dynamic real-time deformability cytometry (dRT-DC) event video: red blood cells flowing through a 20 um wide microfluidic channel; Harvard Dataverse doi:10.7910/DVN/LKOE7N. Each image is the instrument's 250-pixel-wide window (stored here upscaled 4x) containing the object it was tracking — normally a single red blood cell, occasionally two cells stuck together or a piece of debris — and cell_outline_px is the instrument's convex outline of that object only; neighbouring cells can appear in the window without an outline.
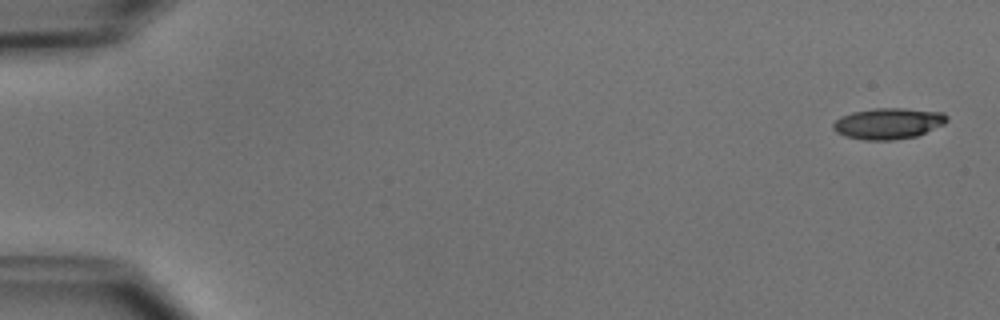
{"species": "common noctule bat (a hibernating species)", "species_latin": "Nyctalus noctula", "temperature_condition": "cold", "stored_images_in_passage": 5, "camera_frame_rate_fps": 3000, "um_per_image_px": 0.085, "animal": {"sex": "male", "body_mass_g": 15.6}, "frame": {"image": 1, "passage_image": 1, "time_ms": 0.0, "image_size_px": [1000, 320], "cell_outline_px": [[948, 120], [944, 124], [916, 136], [892, 140], [864, 140], [844, 136], [836, 132], [832, 128], [832, 124], [840, 116], [852, 112], [876, 108], [904, 108], [944, 112], [948, 116]], "centroid_in_image_um": [75.49, 10.49], "position_along_channel_um": 9.5, "area_um2": 20.69}}
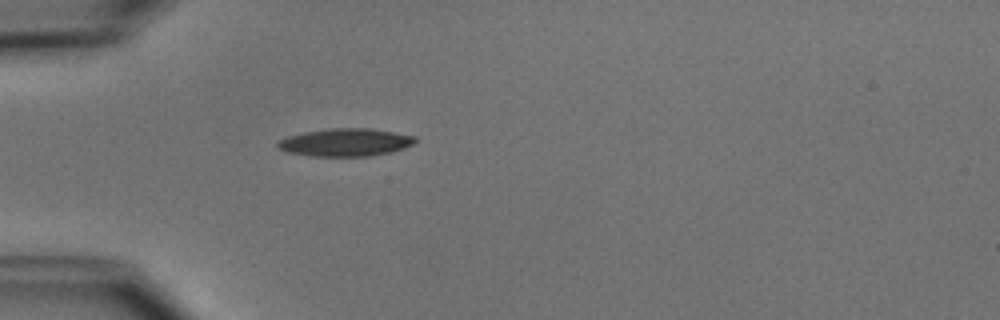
{"frame": {"image": 2, "passage_image": 5, "time_ms": 4.667, "image_size_px": [1000, 320], "cell_outline_px": [[416, 140], [412, 144], [404, 148], [388, 152], [368, 156], [316, 156], [288, 152], [280, 148], [276, 144], [280, 140], [288, 136], [304, 132], [328, 128], [368, 128], [416, 136]], "centroid_in_image_um": [29.36, 12.09], "position_along_channel_um": 55.6, "area_um2": 21.91}}